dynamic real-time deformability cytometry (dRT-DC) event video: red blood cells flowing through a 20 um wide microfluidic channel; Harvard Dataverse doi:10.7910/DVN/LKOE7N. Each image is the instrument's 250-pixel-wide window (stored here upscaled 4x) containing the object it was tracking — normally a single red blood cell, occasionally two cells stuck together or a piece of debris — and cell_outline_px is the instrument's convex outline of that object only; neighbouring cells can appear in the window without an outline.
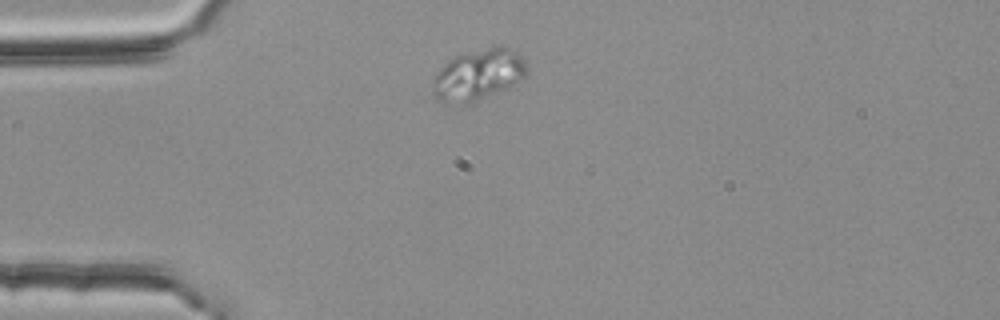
{"species": "common noctule bat (a hibernating species)", "species_latin": "Nyctalus noctula", "temperature_condition": "room temperature", "stored_images_in_passage": 43, "camera_frame_rate_fps": 3000, "um_per_image_px": 0.085, "animal": {"sex": "female", "body_mass_g": 25.1}, "frame": {"image": 1, "passage_image": 1, "time_ms": 0.0, "image_size_px": [1000, 320], "cell_outline_px": [[528, 76], [508, 88], [476, 100], [452, 108], [444, 104], [432, 92], [432, 80], [440, 68], [448, 60], [456, 56], [500, 44], [516, 52], [524, 60], [528, 68]], "centroid_in_image_um": [40.64, 6.39], "position_along_channel_um": 44.4, "area_um2": 28.38}}
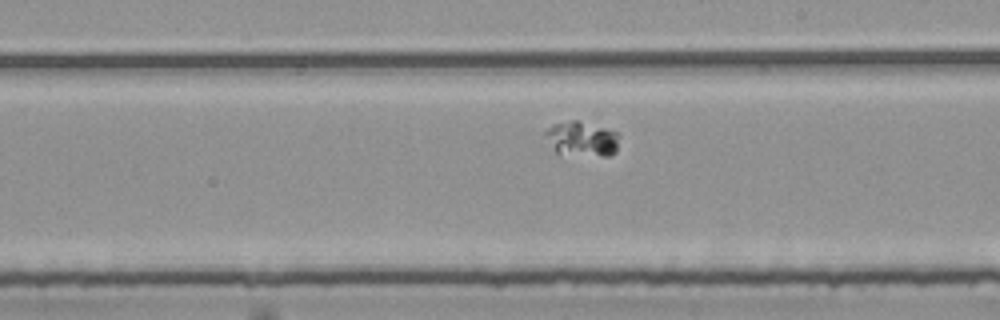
{"frame": {"image": 2, "passage_image": 19, "time_ms": 6.0, "image_size_px": [1000, 320], "cell_outline_px": [[620, 136], [616, 152], [612, 156], [560, 156], [556, 152], [544, 132], [552, 124], [572, 120], [580, 120], [616, 132]], "centroid_in_image_um": [49.48, 11.84], "position_along_channel_um": 239.5, "area_um2": 15.37}}
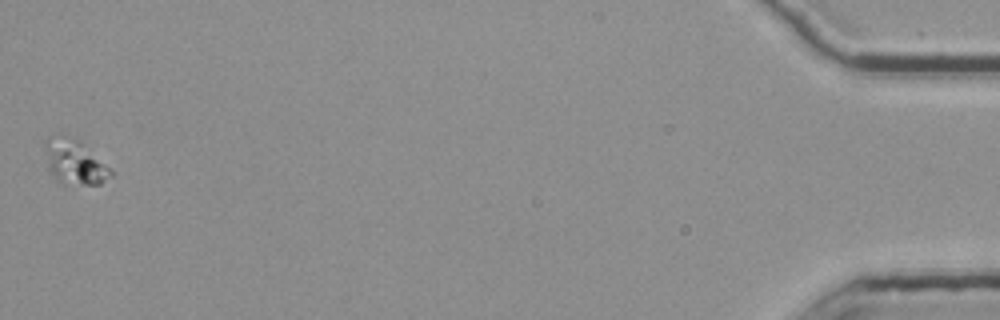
{"frame": {"image": 3, "passage_image": 43, "time_ms": 14.0, "image_size_px": [1000, 320], "cell_outline_px": [[112, 176], [100, 184], [64, 184], [56, 180], [52, 172], [44, 144], [44, 140], [48, 136], [68, 136], [80, 140], [112, 168]], "centroid_in_image_um": [6.4, 13.75], "position_along_channel_um": 428.8, "area_um2": 16.99}}